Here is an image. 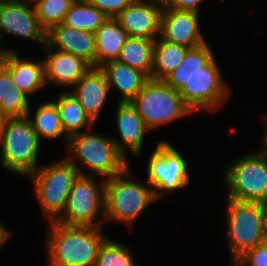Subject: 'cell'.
Returning a JSON list of instances; mask_svg holds the SVG:
<instances>
[{"mask_svg": "<svg viewBox=\"0 0 267 266\" xmlns=\"http://www.w3.org/2000/svg\"><path fill=\"white\" fill-rule=\"evenodd\" d=\"M10 235V232L0 224V248L7 242Z\"/></svg>", "mask_w": 267, "mask_h": 266, "instance_id": "cell-34", "label": "cell"}, {"mask_svg": "<svg viewBox=\"0 0 267 266\" xmlns=\"http://www.w3.org/2000/svg\"><path fill=\"white\" fill-rule=\"evenodd\" d=\"M68 149L73 154L65 157L70 163L78 158L83 165L105 179L122 173L128 166L123 155V144L112 137H103L89 132H81L68 138Z\"/></svg>", "mask_w": 267, "mask_h": 266, "instance_id": "cell-3", "label": "cell"}, {"mask_svg": "<svg viewBox=\"0 0 267 266\" xmlns=\"http://www.w3.org/2000/svg\"><path fill=\"white\" fill-rule=\"evenodd\" d=\"M129 166L105 180V218L131 225L151 202L156 201L152 188L129 180Z\"/></svg>", "mask_w": 267, "mask_h": 266, "instance_id": "cell-5", "label": "cell"}, {"mask_svg": "<svg viewBox=\"0 0 267 266\" xmlns=\"http://www.w3.org/2000/svg\"><path fill=\"white\" fill-rule=\"evenodd\" d=\"M0 142L5 169L28 176L38 168L40 141L30 116L0 119Z\"/></svg>", "mask_w": 267, "mask_h": 266, "instance_id": "cell-2", "label": "cell"}, {"mask_svg": "<svg viewBox=\"0 0 267 266\" xmlns=\"http://www.w3.org/2000/svg\"><path fill=\"white\" fill-rule=\"evenodd\" d=\"M30 121L39 141L42 136L46 139H56L62 135H65L68 141L69 137L65 134L62 127L61 118L55 102L41 104L36 109L34 119H30Z\"/></svg>", "mask_w": 267, "mask_h": 266, "instance_id": "cell-28", "label": "cell"}, {"mask_svg": "<svg viewBox=\"0 0 267 266\" xmlns=\"http://www.w3.org/2000/svg\"><path fill=\"white\" fill-rule=\"evenodd\" d=\"M95 266H137L130 248L107 239L99 250Z\"/></svg>", "mask_w": 267, "mask_h": 266, "instance_id": "cell-30", "label": "cell"}, {"mask_svg": "<svg viewBox=\"0 0 267 266\" xmlns=\"http://www.w3.org/2000/svg\"><path fill=\"white\" fill-rule=\"evenodd\" d=\"M1 62L10 71L13 82L26 96L45 87L43 61L21 59L15 51H7L4 52Z\"/></svg>", "mask_w": 267, "mask_h": 266, "instance_id": "cell-18", "label": "cell"}, {"mask_svg": "<svg viewBox=\"0 0 267 266\" xmlns=\"http://www.w3.org/2000/svg\"><path fill=\"white\" fill-rule=\"evenodd\" d=\"M46 249L49 266H95L99 250L108 239L102 227L63 225L52 221Z\"/></svg>", "mask_w": 267, "mask_h": 266, "instance_id": "cell-1", "label": "cell"}, {"mask_svg": "<svg viewBox=\"0 0 267 266\" xmlns=\"http://www.w3.org/2000/svg\"><path fill=\"white\" fill-rule=\"evenodd\" d=\"M189 48L157 38L151 79L165 80L183 61Z\"/></svg>", "mask_w": 267, "mask_h": 266, "instance_id": "cell-26", "label": "cell"}, {"mask_svg": "<svg viewBox=\"0 0 267 266\" xmlns=\"http://www.w3.org/2000/svg\"><path fill=\"white\" fill-rule=\"evenodd\" d=\"M49 55L43 60L45 81L60 86H74L92 66L81 57L71 53L51 48L48 44Z\"/></svg>", "mask_w": 267, "mask_h": 266, "instance_id": "cell-16", "label": "cell"}, {"mask_svg": "<svg viewBox=\"0 0 267 266\" xmlns=\"http://www.w3.org/2000/svg\"><path fill=\"white\" fill-rule=\"evenodd\" d=\"M105 180L98 186L92 177L80 175L68 194L63 213L55 221L63 225L102 227L103 222L95 219L101 211L105 218Z\"/></svg>", "mask_w": 267, "mask_h": 266, "instance_id": "cell-9", "label": "cell"}, {"mask_svg": "<svg viewBox=\"0 0 267 266\" xmlns=\"http://www.w3.org/2000/svg\"><path fill=\"white\" fill-rule=\"evenodd\" d=\"M184 102L193 112L212 110L223 106L230 90L222 79V74L215 57L204 66V71L195 75L179 91Z\"/></svg>", "mask_w": 267, "mask_h": 266, "instance_id": "cell-11", "label": "cell"}, {"mask_svg": "<svg viewBox=\"0 0 267 266\" xmlns=\"http://www.w3.org/2000/svg\"><path fill=\"white\" fill-rule=\"evenodd\" d=\"M128 38V33L118 20L108 17L95 32L96 68H100L106 62L117 60Z\"/></svg>", "mask_w": 267, "mask_h": 266, "instance_id": "cell-21", "label": "cell"}, {"mask_svg": "<svg viewBox=\"0 0 267 266\" xmlns=\"http://www.w3.org/2000/svg\"><path fill=\"white\" fill-rule=\"evenodd\" d=\"M264 238L267 243V203L264 204Z\"/></svg>", "mask_w": 267, "mask_h": 266, "instance_id": "cell-35", "label": "cell"}, {"mask_svg": "<svg viewBox=\"0 0 267 266\" xmlns=\"http://www.w3.org/2000/svg\"><path fill=\"white\" fill-rule=\"evenodd\" d=\"M131 103L149 130L193 113L179 91L164 80L149 78Z\"/></svg>", "mask_w": 267, "mask_h": 266, "instance_id": "cell-7", "label": "cell"}, {"mask_svg": "<svg viewBox=\"0 0 267 266\" xmlns=\"http://www.w3.org/2000/svg\"><path fill=\"white\" fill-rule=\"evenodd\" d=\"M47 44L53 49L81 57L96 68V39L93 32L79 30L62 22L47 32Z\"/></svg>", "mask_w": 267, "mask_h": 266, "instance_id": "cell-15", "label": "cell"}, {"mask_svg": "<svg viewBox=\"0 0 267 266\" xmlns=\"http://www.w3.org/2000/svg\"><path fill=\"white\" fill-rule=\"evenodd\" d=\"M146 173L156 200L164 190L176 191L189 185L187 161L166 141L159 142L149 156Z\"/></svg>", "mask_w": 267, "mask_h": 266, "instance_id": "cell-10", "label": "cell"}, {"mask_svg": "<svg viewBox=\"0 0 267 266\" xmlns=\"http://www.w3.org/2000/svg\"><path fill=\"white\" fill-rule=\"evenodd\" d=\"M227 199L226 228L233 264L265 242L264 203Z\"/></svg>", "mask_w": 267, "mask_h": 266, "instance_id": "cell-6", "label": "cell"}, {"mask_svg": "<svg viewBox=\"0 0 267 266\" xmlns=\"http://www.w3.org/2000/svg\"><path fill=\"white\" fill-rule=\"evenodd\" d=\"M145 1V0H142ZM147 2H152V3H156L159 4L161 6H169L170 3L172 2V0H146Z\"/></svg>", "mask_w": 267, "mask_h": 266, "instance_id": "cell-36", "label": "cell"}, {"mask_svg": "<svg viewBox=\"0 0 267 266\" xmlns=\"http://www.w3.org/2000/svg\"><path fill=\"white\" fill-rule=\"evenodd\" d=\"M80 175L89 176L66 158L37 168L28 175L34 182L35 193L45 216L55 221L64 211L68 194Z\"/></svg>", "mask_w": 267, "mask_h": 266, "instance_id": "cell-4", "label": "cell"}, {"mask_svg": "<svg viewBox=\"0 0 267 266\" xmlns=\"http://www.w3.org/2000/svg\"><path fill=\"white\" fill-rule=\"evenodd\" d=\"M116 124L122 139L123 155L127 158L126 149L139 157L142 151L144 133L149 131L138 110L131 102H118Z\"/></svg>", "mask_w": 267, "mask_h": 266, "instance_id": "cell-19", "label": "cell"}, {"mask_svg": "<svg viewBox=\"0 0 267 266\" xmlns=\"http://www.w3.org/2000/svg\"><path fill=\"white\" fill-rule=\"evenodd\" d=\"M199 13L164 6L161 15L160 36L158 37L188 48L206 43L200 31Z\"/></svg>", "mask_w": 267, "mask_h": 266, "instance_id": "cell-13", "label": "cell"}, {"mask_svg": "<svg viewBox=\"0 0 267 266\" xmlns=\"http://www.w3.org/2000/svg\"><path fill=\"white\" fill-rule=\"evenodd\" d=\"M107 17H117L133 0H89Z\"/></svg>", "mask_w": 267, "mask_h": 266, "instance_id": "cell-32", "label": "cell"}, {"mask_svg": "<svg viewBox=\"0 0 267 266\" xmlns=\"http://www.w3.org/2000/svg\"><path fill=\"white\" fill-rule=\"evenodd\" d=\"M265 117V134H264V137H263V143H264V150L267 152V115L266 116H264Z\"/></svg>", "mask_w": 267, "mask_h": 266, "instance_id": "cell-37", "label": "cell"}, {"mask_svg": "<svg viewBox=\"0 0 267 266\" xmlns=\"http://www.w3.org/2000/svg\"><path fill=\"white\" fill-rule=\"evenodd\" d=\"M14 52V50H9V49H4V48H0V61H1V59H2V57H3V54H4V52Z\"/></svg>", "mask_w": 267, "mask_h": 266, "instance_id": "cell-39", "label": "cell"}, {"mask_svg": "<svg viewBox=\"0 0 267 266\" xmlns=\"http://www.w3.org/2000/svg\"><path fill=\"white\" fill-rule=\"evenodd\" d=\"M15 1L22 2L24 4H29V5L34 4L35 6L40 0H15Z\"/></svg>", "mask_w": 267, "mask_h": 266, "instance_id": "cell-38", "label": "cell"}, {"mask_svg": "<svg viewBox=\"0 0 267 266\" xmlns=\"http://www.w3.org/2000/svg\"><path fill=\"white\" fill-rule=\"evenodd\" d=\"M3 32L47 44V31L38 21L34 5L15 0L0 2V42Z\"/></svg>", "mask_w": 267, "mask_h": 266, "instance_id": "cell-12", "label": "cell"}, {"mask_svg": "<svg viewBox=\"0 0 267 266\" xmlns=\"http://www.w3.org/2000/svg\"><path fill=\"white\" fill-rule=\"evenodd\" d=\"M107 18L89 0H76L66 13L63 23L79 30L95 33Z\"/></svg>", "mask_w": 267, "mask_h": 266, "instance_id": "cell-27", "label": "cell"}, {"mask_svg": "<svg viewBox=\"0 0 267 266\" xmlns=\"http://www.w3.org/2000/svg\"><path fill=\"white\" fill-rule=\"evenodd\" d=\"M155 40L142 37H129L117 59L131 68L137 69L151 78L153 70Z\"/></svg>", "mask_w": 267, "mask_h": 266, "instance_id": "cell-25", "label": "cell"}, {"mask_svg": "<svg viewBox=\"0 0 267 266\" xmlns=\"http://www.w3.org/2000/svg\"><path fill=\"white\" fill-rule=\"evenodd\" d=\"M55 103L62 127L68 137L83 132L81 129L85 126L90 129L95 123L69 90L61 93Z\"/></svg>", "mask_w": 267, "mask_h": 266, "instance_id": "cell-24", "label": "cell"}, {"mask_svg": "<svg viewBox=\"0 0 267 266\" xmlns=\"http://www.w3.org/2000/svg\"><path fill=\"white\" fill-rule=\"evenodd\" d=\"M233 266H267V243L247 251Z\"/></svg>", "mask_w": 267, "mask_h": 266, "instance_id": "cell-31", "label": "cell"}, {"mask_svg": "<svg viewBox=\"0 0 267 266\" xmlns=\"http://www.w3.org/2000/svg\"><path fill=\"white\" fill-rule=\"evenodd\" d=\"M100 69L105 73L110 89L114 86L120 92L119 102H131L149 79L141 71L118 60L106 62Z\"/></svg>", "mask_w": 267, "mask_h": 266, "instance_id": "cell-20", "label": "cell"}, {"mask_svg": "<svg viewBox=\"0 0 267 266\" xmlns=\"http://www.w3.org/2000/svg\"><path fill=\"white\" fill-rule=\"evenodd\" d=\"M29 98L13 82L10 71L0 61V119L32 116Z\"/></svg>", "mask_w": 267, "mask_h": 266, "instance_id": "cell-22", "label": "cell"}, {"mask_svg": "<svg viewBox=\"0 0 267 266\" xmlns=\"http://www.w3.org/2000/svg\"><path fill=\"white\" fill-rule=\"evenodd\" d=\"M163 6L133 0L117 17H115L129 37H142L156 40L160 35Z\"/></svg>", "mask_w": 267, "mask_h": 266, "instance_id": "cell-14", "label": "cell"}, {"mask_svg": "<svg viewBox=\"0 0 267 266\" xmlns=\"http://www.w3.org/2000/svg\"><path fill=\"white\" fill-rule=\"evenodd\" d=\"M110 87L105 73L100 68H91L69 90L80 102L86 113L96 122L106 102Z\"/></svg>", "mask_w": 267, "mask_h": 266, "instance_id": "cell-17", "label": "cell"}, {"mask_svg": "<svg viewBox=\"0 0 267 266\" xmlns=\"http://www.w3.org/2000/svg\"><path fill=\"white\" fill-rule=\"evenodd\" d=\"M227 198L242 202L267 203V152L245 154L225 171Z\"/></svg>", "mask_w": 267, "mask_h": 266, "instance_id": "cell-8", "label": "cell"}, {"mask_svg": "<svg viewBox=\"0 0 267 266\" xmlns=\"http://www.w3.org/2000/svg\"><path fill=\"white\" fill-rule=\"evenodd\" d=\"M75 1L40 0L34 7L41 26L48 32L52 27L62 23Z\"/></svg>", "mask_w": 267, "mask_h": 266, "instance_id": "cell-29", "label": "cell"}, {"mask_svg": "<svg viewBox=\"0 0 267 266\" xmlns=\"http://www.w3.org/2000/svg\"><path fill=\"white\" fill-rule=\"evenodd\" d=\"M203 0H172L170 7L179 10H192L199 12V5Z\"/></svg>", "mask_w": 267, "mask_h": 266, "instance_id": "cell-33", "label": "cell"}, {"mask_svg": "<svg viewBox=\"0 0 267 266\" xmlns=\"http://www.w3.org/2000/svg\"><path fill=\"white\" fill-rule=\"evenodd\" d=\"M213 58V52L207 42L189 48L180 65L164 81L175 90L180 91L195 75L204 71V66Z\"/></svg>", "mask_w": 267, "mask_h": 266, "instance_id": "cell-23", "label": "cell"}]
</instances>
